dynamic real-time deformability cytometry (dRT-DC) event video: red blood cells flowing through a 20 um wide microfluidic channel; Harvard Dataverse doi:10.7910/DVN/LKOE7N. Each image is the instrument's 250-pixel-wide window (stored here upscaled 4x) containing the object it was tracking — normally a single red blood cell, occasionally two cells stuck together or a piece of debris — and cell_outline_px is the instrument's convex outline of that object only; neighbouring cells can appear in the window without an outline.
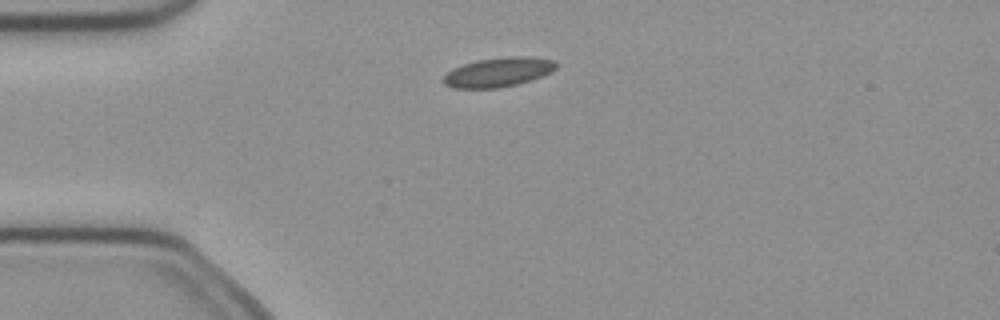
{"species": "common noctule bat (a hibernating species)", "species_latin": "Nyctalus noctula", "temperature_condition": "cold", "stored_images_in_passage": 4, "camera_frame_rate_fps": 3000, "um_per_image_px": 0.085, "animal": {"sex": "female", "body_mass_g": 21.9}, "frame": {"image": 1, "passage_image": 2, "time_ms": 0.333, "image_size_px": [1000, 320], "cell_outline_px": [[556, 68], [552, 72], [532, 80], [500, 88], [452, 88], [444, 84], [440, 80], [452, 68], [476, 60], [508, 56], [524, 56], [556, 60]], "centroid_in_image_um": [42.34, 6.13], "position_along_channel_um": 42.7, "area_um2": 19.48}}
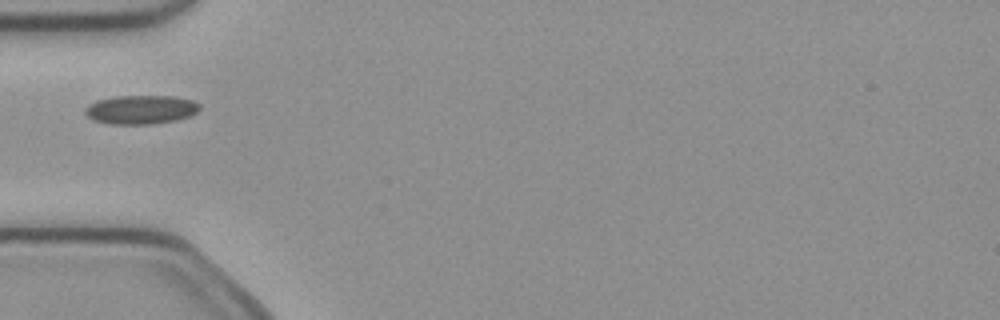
{"frame": {"image": 2, "passage_image": 3, "time_ms": 0.667, "image_size_px": [1000, 320], "cell_outline_px": [[200, 108], [196, 112], [188, 116], [176, 120], [152, 124], [108, 124], [92, 120], [84, 112], [84, 108], [88, 104], [96, 100], [112, 96], [176, 96], [192, 100], [200, 104]], "centroid_in_image_um": [11.93, 9.31], "position_along_channel_um": 73.1, "area_um2": 19.48}}